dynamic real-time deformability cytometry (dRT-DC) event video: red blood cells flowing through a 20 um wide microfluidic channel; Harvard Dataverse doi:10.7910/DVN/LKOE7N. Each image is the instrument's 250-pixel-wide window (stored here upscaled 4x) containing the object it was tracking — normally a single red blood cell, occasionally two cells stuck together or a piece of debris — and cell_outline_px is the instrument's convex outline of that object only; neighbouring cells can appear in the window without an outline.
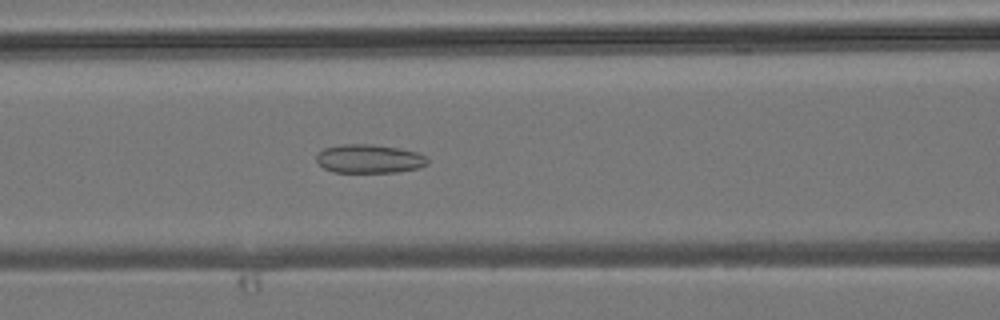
{"species": "common noctule bat (a hibernating species)", "species_latin": "Nyctalus noctula", "temperature_condition": "room temperature", "stored_images_in_passage": 45, "camera_frame_rate_fps": 3000, "um_per_image_px": 0.085, "animal": {"sex": "male", "body_mass_g": 19.2, "forearm_length_mm": 51.8}, "frame": {"image": 1, "passage_image": 19, "time_ms": 6.0, "image_size_px": [1000, 320], "cell_outline_px": [[428, 164], [420, 168], [396, 172], [332, 172], [324, 168], [316, 160], [316, 156], [324, 148], [344, 144], [368, 144], [396, 148], [416, 152], [424, 156], [428, 160]], "centroid_in_image_um": [31.38, 13.51], "position_along_channel_um": 135.2, "area_um2": 18.38}}
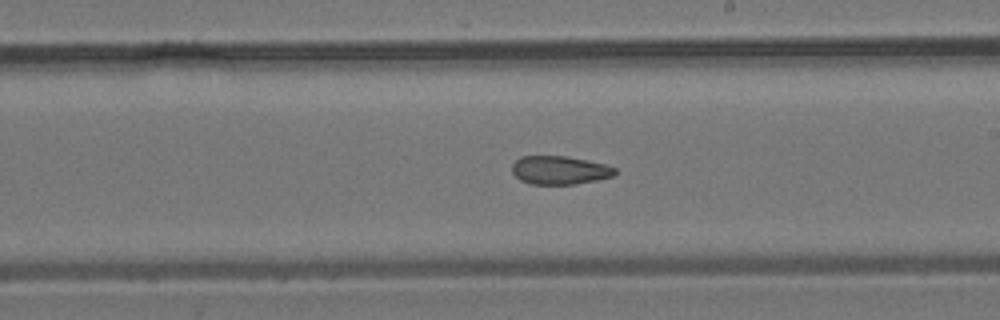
{"frame": {"image": 2, "passage_image": 26, "time_ms": 8.333, "image_size_px": [1000, 320], "cell_outline_px": [[616, 172], [612, 176], [596, 180], [576, 184], [532, 184], [520, 180], [512, 172], [512, 164], [520, 156], [564, 156], [588, 160], [604, 164], [616, 168]], "centroid_in_image_um": [47.55, 14.46], "position_along_channel_um": 241.4, "area_um2": 16.99}}
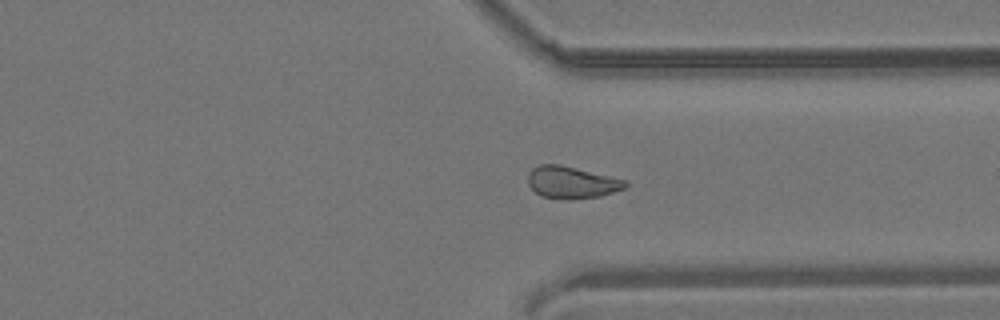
{"frame": {"image": 3, "passage_image": 34, "time_ms": 11.0, "image_size_px": [1000, 320], "cell_outline_px": [[628, 184], [624, 188], [600, 196], [568, 200], [540, 196], [528, 184], [528, 172], [532, 168], [540, 164], [560, 164], [624, 180]], "centroid_in_image_um": [48.53, 15.51], "position_along_channel_um": 362.9, "area_um2": 17.98}}